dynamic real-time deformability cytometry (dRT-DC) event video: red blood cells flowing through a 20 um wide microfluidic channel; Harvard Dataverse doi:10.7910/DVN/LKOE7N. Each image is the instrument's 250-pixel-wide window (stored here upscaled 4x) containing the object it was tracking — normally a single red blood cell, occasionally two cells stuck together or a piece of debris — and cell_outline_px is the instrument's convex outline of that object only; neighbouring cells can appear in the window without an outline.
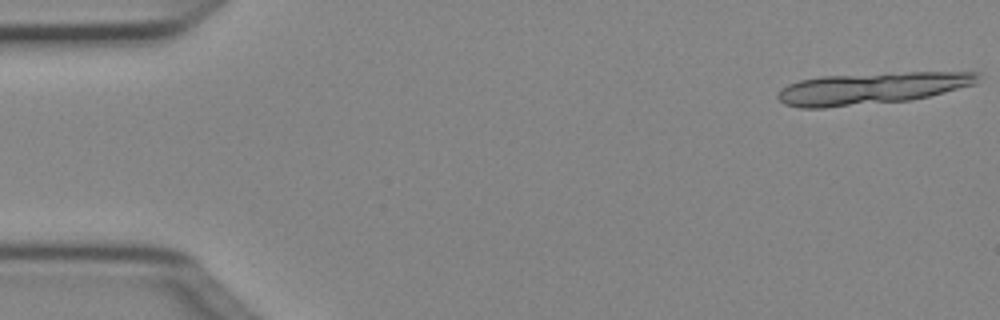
{"species": "Egyptian fruit bat (a non-hibernating species)", "species_latin": "Rousettus aegyptiacus", "temperature_condition": "cold", "stored_images_in_passage": 16, "camera_frame_rate_fps": 3000, "um_per_image_px": 0.085, "animal": {"sex": "female"}, "frame": {"image": 1, "passage_image": 1, "time_ms": 0.0, "image_size_px": [1000, 320], "cell_outline_px": [[980, 76], [976, 84], [912, 100], [824, 108], [800, 108], [784, 104], [776, 96], [780, 88], [788, 84], [800, 80], [820, 76], [888, 72], [980, 72]], "centroid_in_image_um": [74.06, 7.5], "position_along_channel_um": 10.9, "area_um2": 37.51}}